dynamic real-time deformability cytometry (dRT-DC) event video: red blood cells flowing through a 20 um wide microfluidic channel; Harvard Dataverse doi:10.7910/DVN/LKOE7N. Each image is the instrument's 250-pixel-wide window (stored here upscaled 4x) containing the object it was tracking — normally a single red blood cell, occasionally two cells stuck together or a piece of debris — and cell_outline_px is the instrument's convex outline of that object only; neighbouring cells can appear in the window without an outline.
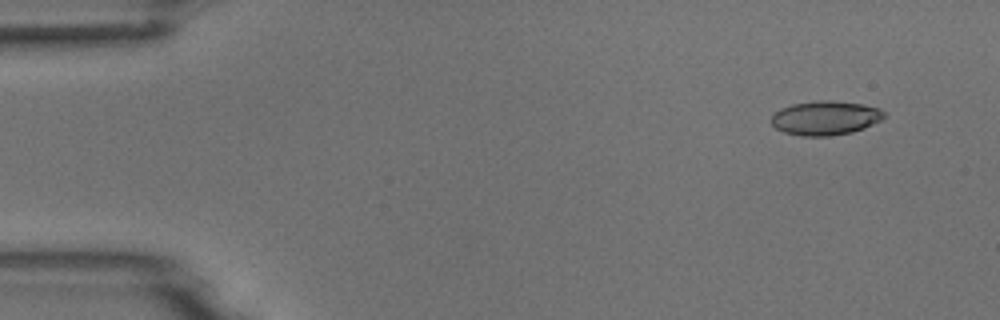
{"species": "common noctule bat (a hibernating species)", "species_latin": "Nyctalus noctula", "temperature_condition": "room temperature", "stored_images_in_passage": 4, "camera_frame_rate_fps": 3000, "um_per_image_px": 0.085, "animal": {"sex": "male", "body_mass_g": 18.8}, "frame": {"image": 1, "passage_image": 1, "time_ms": 0.0, "image_size_px": [1000, 320], "cell_outline_px": [[884, 116], [880, 120], [864, 128], [852, 132], [828, 136], [800, 136], [784, 132], [776, 128], [772, 124], [772, 116], [780, 108], [792, 104], [816, 100], [832, 100], [860, 104], [880, 108], [884, 112]], "centroid_in_image_um": [70.14, 10.02], "position_along_channel_um": 14.9, "area_um2": 22.37}}
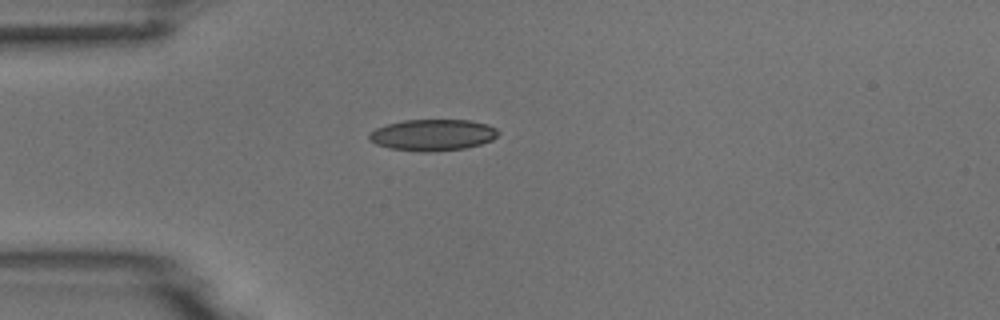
{"frame": {"image": 2, "passage_image": 4, "time_ms": 1.0, "image_size_px": [1000, 320], "cell_outline_px": [[500, 132], [492, 140], [480, 144], [464, 148], [428, 152], [424, 152], [388, 148], [376, 144], [368, 140], [368, 132], [376, 128], [388, 124], [404, 120], [468, 120], [488, 124], [496, 128]], "centroid_in_image_um": [36.75, 11.47], "position_along_channel_um": 48.2, "area_um2": 23.64}}